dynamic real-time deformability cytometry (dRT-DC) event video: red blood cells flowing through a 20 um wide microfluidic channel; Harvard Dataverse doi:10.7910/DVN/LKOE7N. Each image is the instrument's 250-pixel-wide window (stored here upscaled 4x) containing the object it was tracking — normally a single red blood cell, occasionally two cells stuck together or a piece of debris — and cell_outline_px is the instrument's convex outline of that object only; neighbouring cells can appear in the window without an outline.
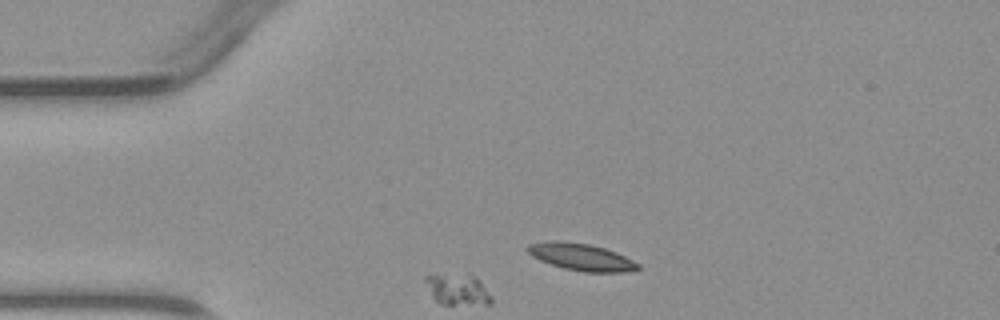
{"species": "common noctule bat (a hibernating species)", "species_latin": "Nyctalus noctula", "temperature_condition": "warm", "stored_images_in_passage": 2, "camera_frame_rate_fps": 3000, "um_per_image_px": 0.085, "animal": {"sex": "male", "body_mass_g": 23.1, "forearm_length_mm": 52.7}, "frame": {"image": 1, "passage_image": 1, "time_ms": 0.0, "image_size_px": [1000, 320], "cell_outline_px": [[492, 304], [440, 304], [432, 296], [424, 280], [424, 276], [468, 272], [476, 276], [480, 280], [492, 296]], "centroid_in_image_um": [38.93, 24.57], "position_along_channel_um": 46.1, "area_um2": 12.25}}